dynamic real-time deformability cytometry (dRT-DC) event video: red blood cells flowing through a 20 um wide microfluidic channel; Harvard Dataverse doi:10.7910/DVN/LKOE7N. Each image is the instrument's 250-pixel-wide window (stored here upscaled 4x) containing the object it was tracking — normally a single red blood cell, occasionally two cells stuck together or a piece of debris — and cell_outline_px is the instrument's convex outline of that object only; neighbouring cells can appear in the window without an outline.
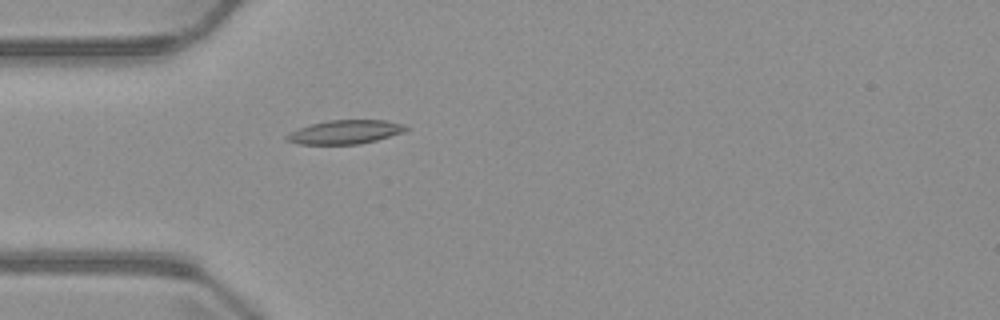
{"species": "common noctule bat (a hibernating species)", "species_latin": "Nyctalus noctula", "temperature_condition": "warm", "stored_images_in_passage": 3, "camera_frame_rate_fps": 3000, "um_per_image_px": 0.085, "animal": {"sex": "male", "body_mass_g": 23.1, "forearm_length_mm": 52.7}, "frame": {"image": 1, "passage_image": 3, "time_ms": 3.667, "image_size_px": [1000, 320], "cell_outline_px": [[408, 128], [404, 132], [376, 140], [360, 144], [300, 144], [284, 140], [284, 136], [300, 128], [312, 124], [328, 120], [384, 120], [400, 124]], "centroid_in_image_um": [29.31, 11.23], "position_along_channel_um": 55.7, "area_um2": 16.3}}